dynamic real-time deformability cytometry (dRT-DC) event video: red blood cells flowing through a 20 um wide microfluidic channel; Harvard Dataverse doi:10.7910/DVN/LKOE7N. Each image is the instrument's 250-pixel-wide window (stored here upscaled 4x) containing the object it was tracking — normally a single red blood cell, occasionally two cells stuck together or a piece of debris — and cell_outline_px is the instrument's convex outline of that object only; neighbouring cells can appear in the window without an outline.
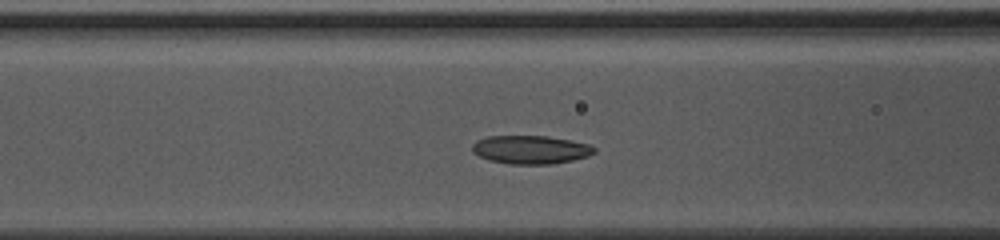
{"species": "common noctule bat (a hibernating species)", "species_latin": "Nyctalus noctula", "temperature_condition": "warm", "stored_images_in_passage": 14, "camera_frame_rate_fps": 3000, "um_per_image_px": 0.085, "animal": {"sex": "female", "body_mass_g": 10.0, "forearm_length_mm": 53.1}, "frame": {"image": 1, "passage_image": 6, "time_ms": 1.667, "image_size_px": [1000, 240], "cell_outline_px": [[596, 152], [588, 156], [572, 160], [552, 164], [508, 164], [488, 160], [472, 152], [472, 144], [476, 140], [488, 136], [548, 136], [588, 144], [596, 148]], "centroid_in_image_um": [45.08, 12.72], "position_along_channel_um": 121.5, "area_um2": 20.23}}
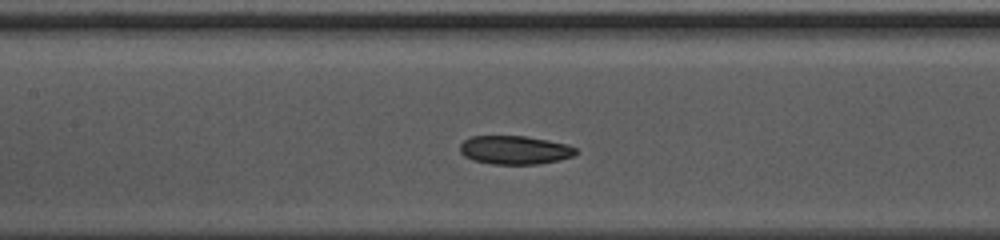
{"frame": {"image": 2, "passage_image": 9, "time_ms": 2.667, "image_size_px": [1000, 240], "cell_outline_px": [[576, 152], [572, 156], [560, 160], [540, 164], [492, 164], [472, 160], [464, 156], [460, 152], [460, 144], [464, 140], [472, 136], [524, 136], [548, 140], [568, 144], [576, 148]], "centroid_in_image_um": [43.74, 12.75], "position_along_channel_um": 163.7, "area_um2": 19.36}}
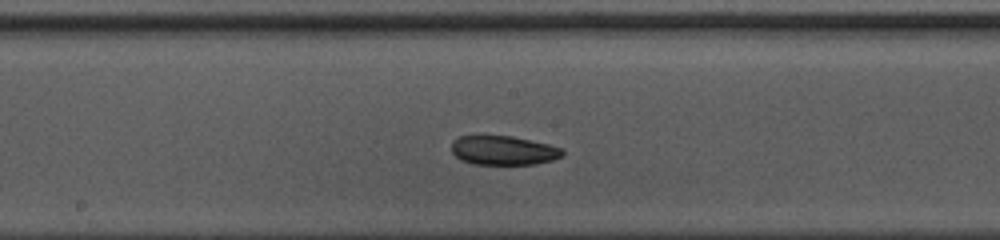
{"frame": {"image": 3, "passage_image": 12, "time_ms": 3.667, "image_size_px": [1000, 240], "cell_outline_px": [[564, 156], [552, 160], [536, 164], [472, 164], [460, 160], [452, 152], [452, 140], [460, 136], [512, 136], [548, 144], [564, 148]], "centroid_in_image_um": [42.81, 12.79], "position_along_channel_um": 205.4, "area_um2": 18.96}}